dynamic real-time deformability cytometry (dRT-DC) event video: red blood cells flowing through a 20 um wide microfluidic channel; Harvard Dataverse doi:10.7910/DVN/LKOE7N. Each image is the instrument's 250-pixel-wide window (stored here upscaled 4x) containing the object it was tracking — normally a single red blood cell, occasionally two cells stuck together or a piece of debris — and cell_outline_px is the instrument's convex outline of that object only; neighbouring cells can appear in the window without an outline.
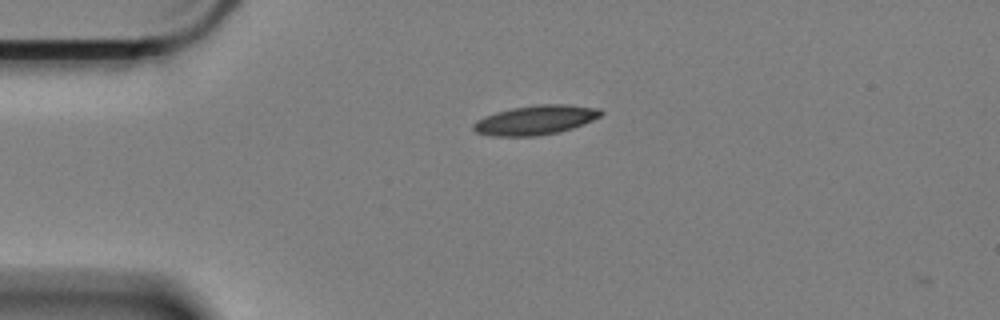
{"species": "Egyptian fruit bat (a non-hibernating species)", "species_latin": "Rousettus aegyptiacus", "temperature_condition": "cold", "stored_images_in_passage": 2, "camera_frame_rate_fps": 3000, "um_per_image_px": 0.085, "animal": {"sex": "female"}, "frame": {"image": 1, "passage_image": 1, "time_ms": 0.0, "image_size_px": [1000, 320], "cell_outline_px": [[604, 112], [600, 116], [584, 124], [560, 132], [536, 136], [492, 136], [476, 132], [472, 128], [472, 124], [476, 120], [484, 116], [496, 112], [512, 108], [536, 104], [568, 104], [600, 108]], "centroid_in_image_um": [45.52, 10.2], "position_along_channel_um": 39.5, "area_um2": 22.02}}